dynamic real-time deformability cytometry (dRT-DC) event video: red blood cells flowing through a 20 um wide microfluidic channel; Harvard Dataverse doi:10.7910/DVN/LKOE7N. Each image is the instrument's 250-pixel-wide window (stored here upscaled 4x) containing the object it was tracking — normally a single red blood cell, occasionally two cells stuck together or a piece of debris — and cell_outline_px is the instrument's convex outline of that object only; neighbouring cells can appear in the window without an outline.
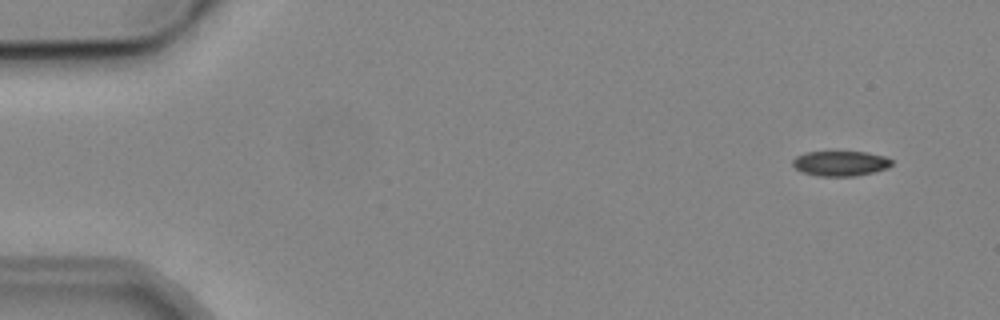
{"species": "common noctule bat (a hibernating species)", "species_latin": "Nyctalus noctula", "temperature_condition": "cold", "stored_images_in_passage": 5, "camera_frame_rate_fps": 3000, "um_per_image_px": 0.085, "animal": {"sex": "male", "body_mass_g": 19.2, "forearm_length_mm": 51.8}, "frame": {"image": 1, "passage_image": 1, "time_ms": 0.0, "image_size_px": [1000, 320], "cell_outline_px": [[892, 164], [888, 168], [872, 172], [852, 176], [820, 176], [800, 172], [792, 164], [792, 160], [796, 156], [804, 152], [868, 152], [884, 156], [892, 160]], "centroid_in_image_um": [71.41, 13.88], "position_along_channel_um": 13.6, "area_um2": 14.45}}
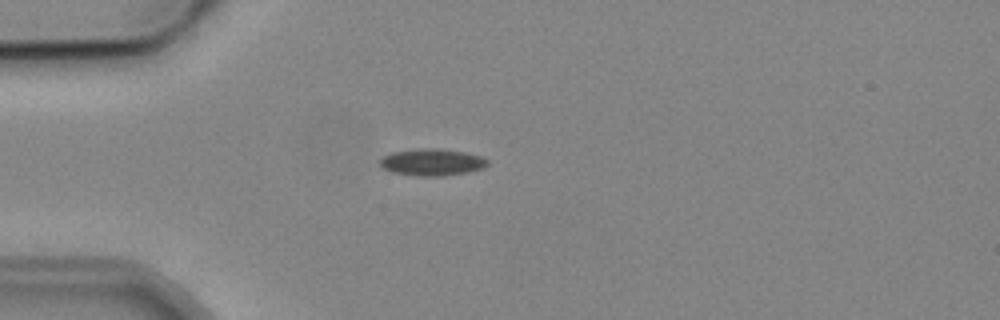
{"frame": {"image": 2, "passage_image": 4, "time_ms": 3.667, "image_size_px": [1000, 320], "cell_outline_px": [[488, 164], [484, 168], [468, 172], [440, 176], [420, 176], [392, 172], [384, 168], [380, 164], [380, 160], [384, 156], [392, 152], [416, 148], [436, 148], [464, 152], [480, 156], [488, 160]], "centroid_in_image_um": [36.73, 13.78], "position_along_channel_um": 48.3, "area_um2": 16.76}}